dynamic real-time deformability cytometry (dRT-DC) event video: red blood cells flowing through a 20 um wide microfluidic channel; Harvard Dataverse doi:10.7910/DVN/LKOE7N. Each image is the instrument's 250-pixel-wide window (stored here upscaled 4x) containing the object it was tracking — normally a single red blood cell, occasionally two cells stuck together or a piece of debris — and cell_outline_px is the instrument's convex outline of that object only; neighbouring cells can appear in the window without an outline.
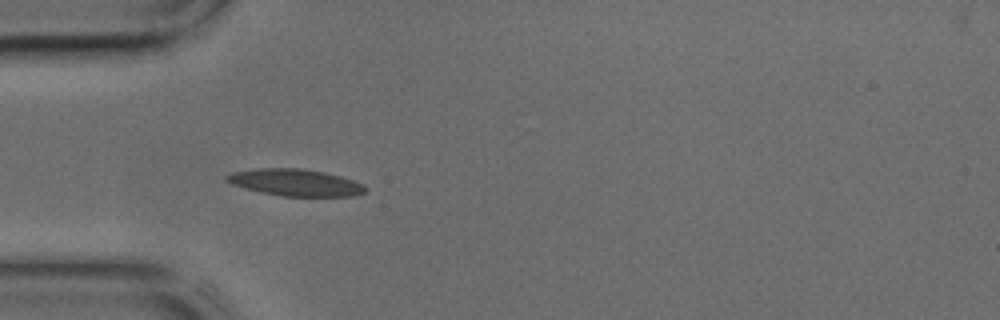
{"species": "common noctule bat (a hibernating species)", "species_latin": "Nyctalus noctula", "temperature_condition": "cold", "stored_images_in_passage": 34, "camera_frame_rate_fps": 3000, "um_per_image_px": 0.085, "animal": {"sex": "male", "body_mass_g": 17.9, "forearm_length_mm": 54.2}, "frame": {"image": 1, "passage_image": 6, "time_ms": 1.667, "image_size_px": [1000, 320], "cell_outline_px": [[364, 192], [352, 196], [284, 196], [244, 188], [232, 184], [224, 180], [224, 176], [232, 172], [256, 168], [300, 168], [324, 172], [340, 176], [364, 184]], "centroid_in_image_um": [25.06, 15.5], "position_along_channel_um": 59.9, "area_um2": 21.5}}